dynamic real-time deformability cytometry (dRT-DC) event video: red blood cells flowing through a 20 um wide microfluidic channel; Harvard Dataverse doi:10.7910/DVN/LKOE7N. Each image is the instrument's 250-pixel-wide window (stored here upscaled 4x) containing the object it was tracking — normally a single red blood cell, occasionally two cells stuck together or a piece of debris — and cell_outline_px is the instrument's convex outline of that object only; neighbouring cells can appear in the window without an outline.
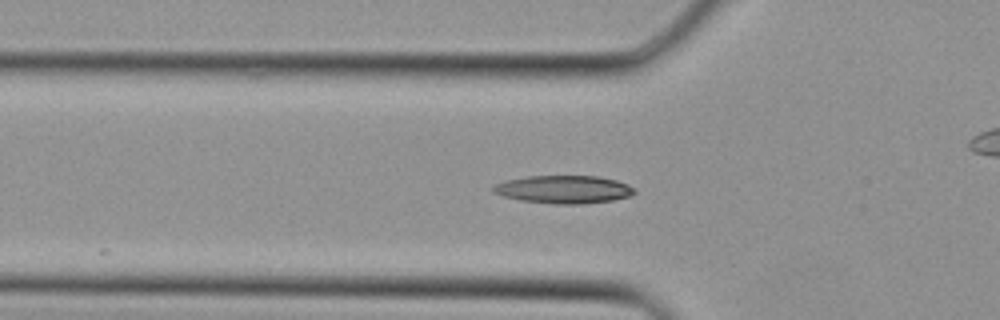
{"species": "Egyptian fruit bat (a non-hibernating species)", "species_latin": "Rousettus aegyptiacus", "temperature_condition": "cold", "stored_images_in_passage": 32, "camera_frame_rate_fps": 3000, "um_per_image_px": 0.085, "animal": {"sex": "female"}, "frame": {"image": 1, "passage_image": 8, "time_ms": 2.333, "image_size_px": [1000, 320], "cell_outline_px": [[636, 192], [628, 196], [612, 200], [584, 204], [556, 204], [520, 200], [504, 196], [492, 192], [492, 184], [504, 180], [528, 176], [600, 176], [616, 180], [628, 184], [636, 188]], "centroid_in_image_um": [47.9, 16.09], "position_along_channel_um": 77.9, "area_um2": 23.18}}
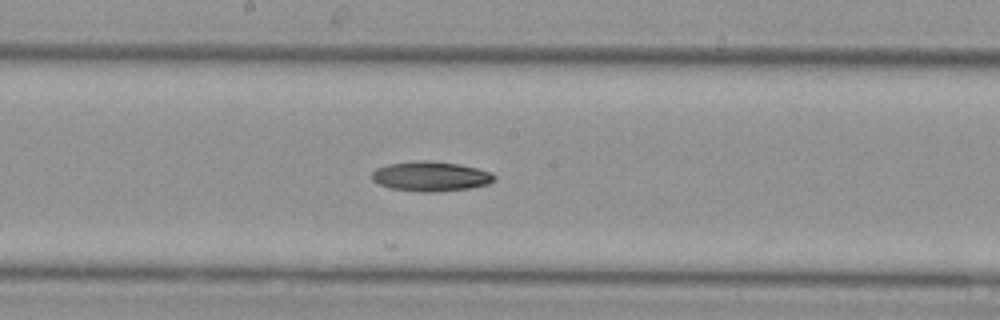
{"frame": {"image": 2, "passage_image": 15, "time_ms": 4.667, "image_size_px": [1000, 320], "cell_outline_px": [[496, 180], [488, 184], [472, 188], [436, 192], [424, 192], [392, 188], [380, 184], [372, 180], [372, 172], [376, 168], [388, 164], [420, 160], [428, 160], [456, 164], [476, 168], [492, 172], [496, 176]], "centroid_in_image_um": [36.64, 14.99], "position_along_channel_um": 211.6, "area_um2": 21.21}}
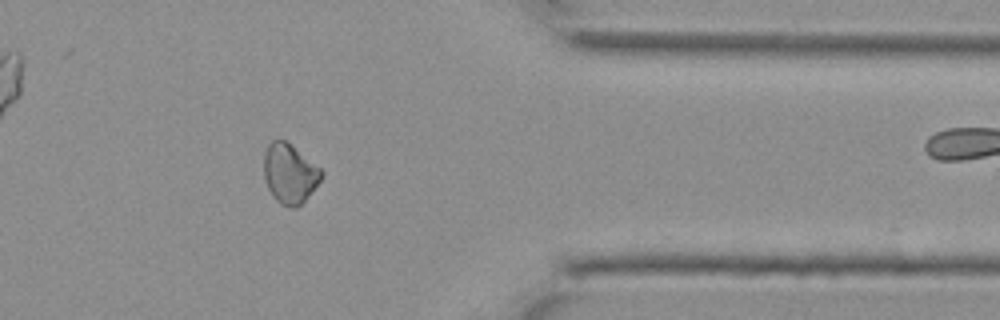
{"frame": {"image": 3, "passage_image": 25, "time_ms": 8.0, "image_size_px": [1000, 320], "cell_outline_px": [[324, 176], [308, 196], [296, 208], [292, 208], [280, 204], [272, 196], [264, 180], [264, 152], [268, 144], [272, 140], [284, 140], [292, 144], [320, 168], [324, 172]], "centroid_in_image_um": [24.61, 14.75], "position_along_channel_um": 386.8, "area_um2": 20.11}}